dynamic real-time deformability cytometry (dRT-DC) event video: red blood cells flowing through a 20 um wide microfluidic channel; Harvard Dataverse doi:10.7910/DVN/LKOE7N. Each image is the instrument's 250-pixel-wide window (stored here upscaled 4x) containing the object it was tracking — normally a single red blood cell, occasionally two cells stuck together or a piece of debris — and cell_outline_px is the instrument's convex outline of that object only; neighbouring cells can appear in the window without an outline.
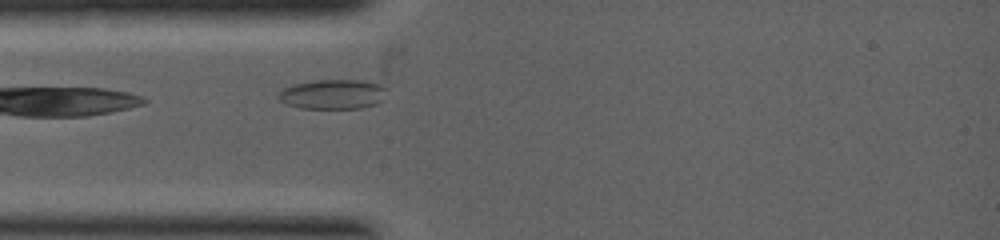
{"species": "common noctule bat (a hibernating species)", "species_latin": "Nyctalus noctula", "temperature_condition": "warm", "stored_images_in_passage": 22, "camera_frame_rate_fps": 5000, "um_per_image_px": 0.085, "animal": {"sex": "female", "body_mass_g": 19.0, "forearm_length_mm": 53.3}, "frame": {"image": 1, "passage_image": 3, "time_ms": 0.4, "image_size_px": [1000, 240], "cell_outline_px": [[388, 88], [384, 100], [376, 104], [360, 108], [300, 108], [288, 104], [280, 100], [276, 96], [276, 92], [280, 88], [292, 84], [312, 80], [364, 80], [380, 84]], "centroid_in_image_um": [28.28, 7.99], "position_along_channel_um": 56.7, "area_um2": 19.19}}
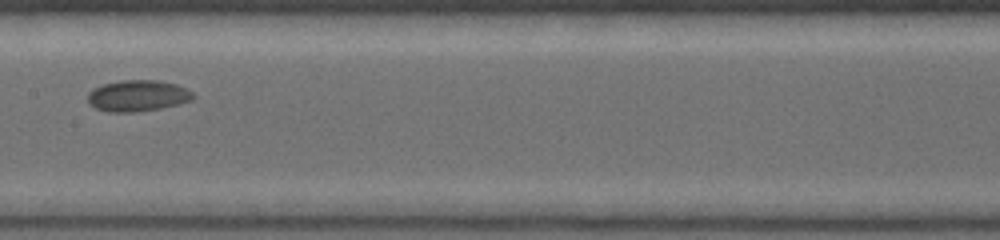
{"frame": {"image": 2, "passage_image": 11, "time_ms": 2.4, "image_size_px": [1000, 240], "cell_outline_px": [[196, 96], [192, 100], [160, 108], [136, 112], [108, 112], [96, 108], [88, 104], [88, 92], [92, 88], [104, 84], [120, 80], [156, 80], [176, 84], [188, 88]], "centroid_in_image_um": [11.69, 8.13], "position_along_channel_um": 195.7, "area_um2": 19.31}}
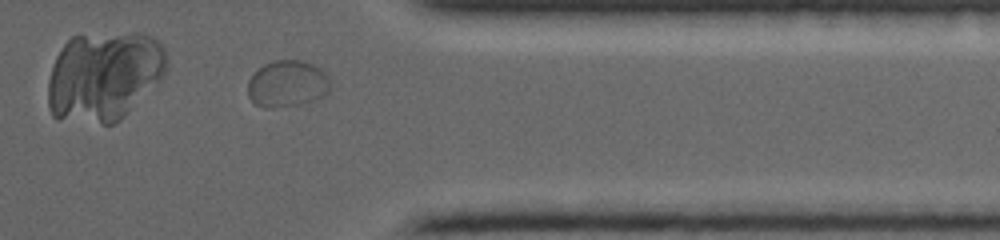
{"frame": {"image": 3, "passage_image": 21, "time_ms": 5.2, "image_size_px": [1000, 240], "cell_outline_px": [[332, 84], [328, 92], [312, 100], [300, 104], [268, 108], [264, 108], [256, 104], [248, 96], [248, 80], [264, 64], [272, 60], [300, 60], [312, 64], [320, 68], [324, 72]], "centroid_in_image_um": [24.41, 7.11], "position_along_channel_um": 387.0, "area_um2": 22.25}}